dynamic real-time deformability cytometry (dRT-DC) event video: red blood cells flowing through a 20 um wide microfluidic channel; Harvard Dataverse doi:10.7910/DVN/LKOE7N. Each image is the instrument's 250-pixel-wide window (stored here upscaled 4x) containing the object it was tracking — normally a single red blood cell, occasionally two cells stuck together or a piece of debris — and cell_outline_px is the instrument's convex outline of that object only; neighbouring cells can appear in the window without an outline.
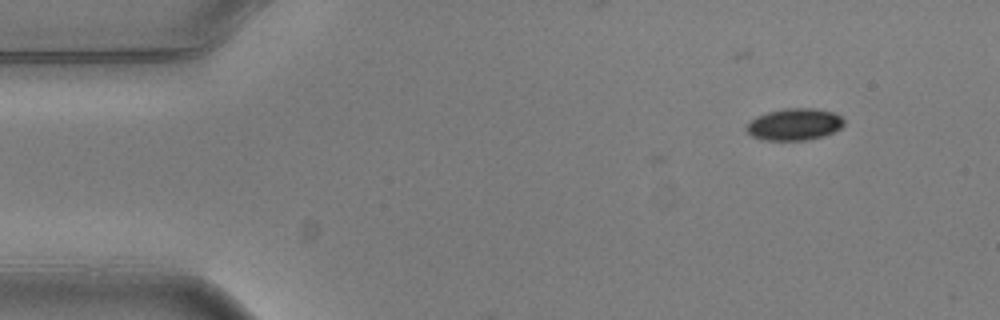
{"species": "common noctule bat (a hibernating species)", "species_latin": "Nyctalus noctula", "temperature_condition": "warm", "stored_images_in_passage": 3, "camera_frame_rate_fps": 3000, "um_per_image_px": 0.085, "animal": {"sex": "male", "body_mass_g": 20.5, "forearm_length_mm": 52.5}, "frame": {"image": 1, "passage_image": 3, "time_ms": 0.667, "image_size_px": [1000, 320], "cell_outline_px": [[844, 124], [840, 128], [824, 136], [804, 140], [764, 140], [752, 136], [748, 132], [748, 124], [756, 116], [768, 112], [784, 108], [816, 108], [832, 112], [840, 116], [844, 120]], "centroid_in_image_um": [67.54, 10.56], "position_along_channel_um": 17.5, "area_um2": 17.92}}